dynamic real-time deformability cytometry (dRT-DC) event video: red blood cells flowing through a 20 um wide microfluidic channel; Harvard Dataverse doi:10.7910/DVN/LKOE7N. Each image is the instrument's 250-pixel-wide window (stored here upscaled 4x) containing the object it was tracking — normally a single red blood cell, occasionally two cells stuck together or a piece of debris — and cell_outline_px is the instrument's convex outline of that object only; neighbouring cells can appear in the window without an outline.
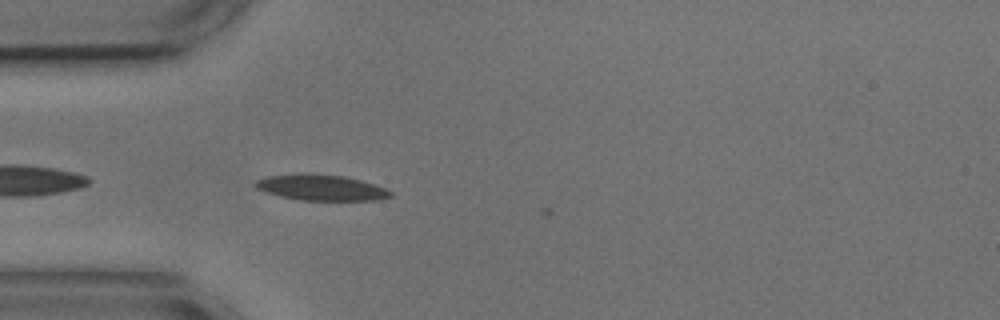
{"species": "common noctule bat (a hibernating species)", "species_latin": "Nyctalus noctula", "temperature_condition": "cold", "stored_images_in_passage": 2, "camera_frame_rate_fps": 3000, "um_per_image_px": 0.085, "animal": {"sex": "male", "body_mass_g": 17.9, "forearm_length_mm": 54.2}, "frame": {"image": 1, "passage_image": 1, "time_ms": 0.0, "image_size_px": [1000, 320], "cell_outline_px": [[392, 196], [376, 200], [300, 200], [280, 196], [256, 188], [252, 184], [256, 180], [264, 176], [304, 172], [308, 172], [344, 176], [376, 184], [392, 192]], "centroid_in_image_um": [27.25, 15.92], "position_along_channel_um": 57.7, "area_um2": 20.58}}